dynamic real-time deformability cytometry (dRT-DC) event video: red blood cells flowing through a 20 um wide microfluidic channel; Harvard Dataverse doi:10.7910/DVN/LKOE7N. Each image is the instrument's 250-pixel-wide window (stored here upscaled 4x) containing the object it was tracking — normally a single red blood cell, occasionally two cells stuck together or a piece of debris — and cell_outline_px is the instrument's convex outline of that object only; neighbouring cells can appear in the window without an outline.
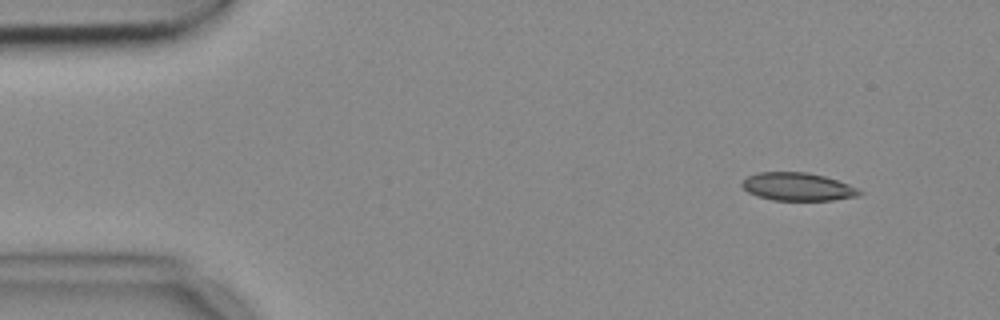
{"species": "common noctule bat (a hibernating species)", "species_latin": "Nyctalus noctula", "temperature_condition": "cold", "stored_images_in_passage": 5, "camera_frame_rate_fps": 3000, "um_per_image_px": 0.085, "animal": {"sex": "female", "body_mass_g": 18.4}, "frame": {"image": 1, "passage_image": 1, "time_ms": 0.0, "image_size_px": [1000, 320], "cell_outline_px": [[864, 192], [860, 196], [832, 200], [772, 200], [756, 196], [748, 192], [740, 184], [748, 176], [756, 172], [808, 172], [824, 176], [848, 184]], "centroid_in_image_um": [67.8, 15.87], "position_along_channel_um": 17.2, "area_um2": 19.19}}
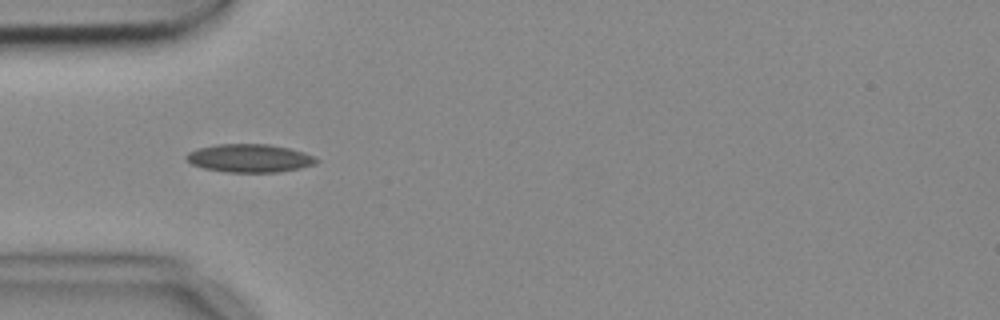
{"frame": {"image": 2, "passage_image": 4, "time_ms": 1.0, "image_size_px": [1000, 320], "cell_outline_px": [[320, 160], [316, 164], [300, 168], [276, 172], [228, 172], [204, 168], [192, 164], [184, 156], [188, 152], [196, 148], [216, 144], [268, 144], [288, 148], [304, 152]], "centroid_in_image_um": [21.2, 13.44], "position_along_channel_um": 63.8, "area_um2": 21.33}}